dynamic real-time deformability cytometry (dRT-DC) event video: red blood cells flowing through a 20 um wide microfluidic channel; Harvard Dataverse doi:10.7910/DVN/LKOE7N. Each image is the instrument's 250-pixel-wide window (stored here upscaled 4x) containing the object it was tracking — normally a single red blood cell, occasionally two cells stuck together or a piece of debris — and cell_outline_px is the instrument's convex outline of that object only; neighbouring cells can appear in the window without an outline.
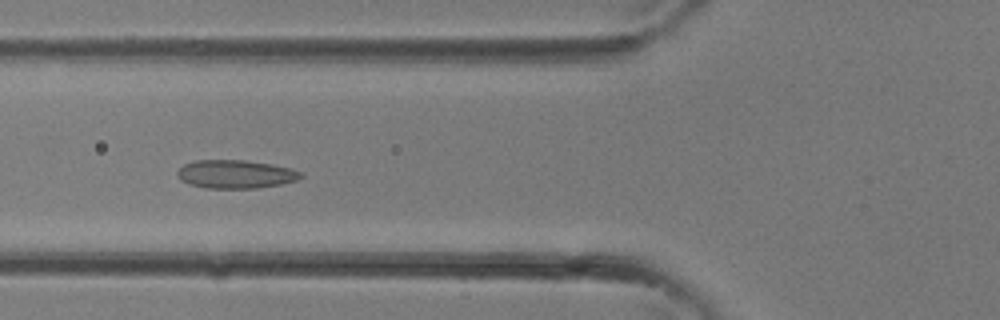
{"species": "common noctule bat (a hibernating species)", "species_latin": "Nyctalus noctula", "temperature_condition": "room temperature", "stored_images_in_passage": 33, "camera_frame_rate_fps": 3000, "um_per_image_px": 0.085, "animal": {"sex": "female"}, "frame": {"image": 1, "passage_image": 11, "time_ms": 3.333, "image_size_px": [1000, 320], "cell_outline_px": [[304, 176], [296, 180], [280, 184], [256, 188], [204, 188], [188, 184], [180, 180], [176, 172], [184, 164], [196, 160], [244, 160], [272, 164], [292, 168], [304, 172]], "centroid_in_image_um": [20.04, 14.8], "position_along_channel_um": 105.8, "area_um2": 20.58}}
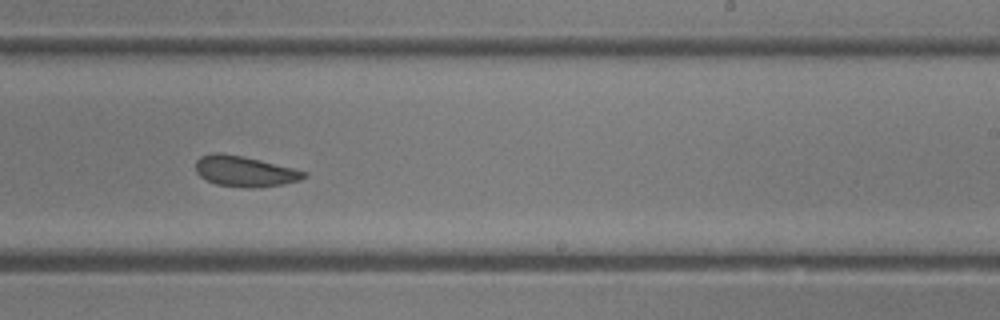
{"frame": {"image": 2, "passage_image": 19, "time_ms": 6.0, "image_size_px": [1000, 320], "cell_outline_px": [[308, 176], [300, 180], [284, 184], [252, 188], [248, 188], [216, 184], [200, 176], [196, 172], [196, 160], [200, 156], [212, 152], [220, 152], [260, 160], [308, 172]], "centroid_in_image_um": [20.8, 14.56], "position_along_channel_um": 268.2, "area_um2": 19.25}}
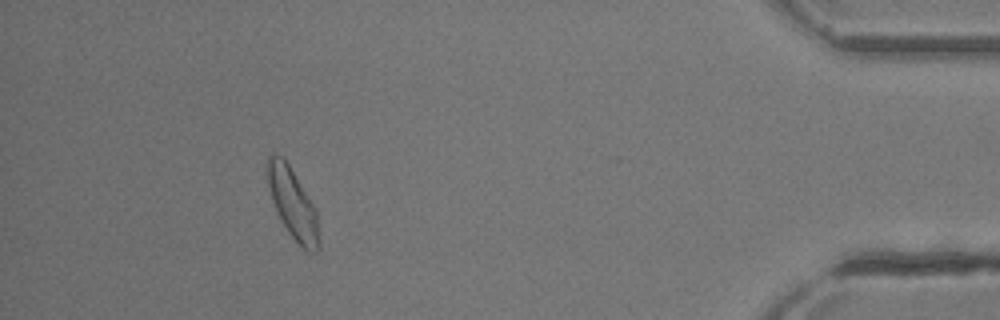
{"frame": {"image": 3, "passage_image": 29, "time_ms": 9.333, "image_size_px": [1000, 320], "cell_outline_px": [[320, 248], [316, 252], [308, 252], [288, 232], [280, 220], [276, 212], [268, 188], [268, 156], [272, 152], [284, 156], [316, 208], [320, 244]], "centroid_in_image_um": [24.89, 17.29], "position_along_channel_um": 410.3, "area_um2": 21.21}}